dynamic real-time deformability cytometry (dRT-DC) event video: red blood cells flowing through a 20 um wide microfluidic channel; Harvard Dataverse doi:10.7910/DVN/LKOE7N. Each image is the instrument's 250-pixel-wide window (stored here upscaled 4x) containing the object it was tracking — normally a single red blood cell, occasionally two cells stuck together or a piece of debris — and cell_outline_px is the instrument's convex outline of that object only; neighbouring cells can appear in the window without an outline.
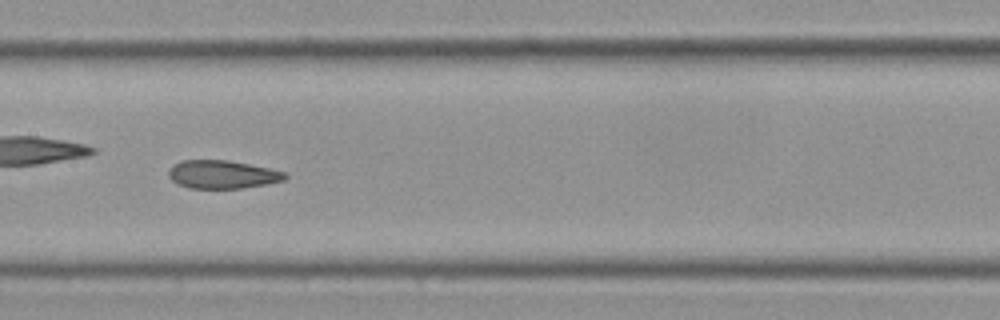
{"species": "Egyptian fruit bat (a non-hibernating species)", "species_latin": "Rousettus aegyptiacus", "temperature_condition": "cold", "stored_images_in_passage": 40, "camera_frame_rate_fps": 3000, "um_per_image_px": 0.085, "frame": {"image": 1, "passage_image": 12, "time_ms": 3.667, "image_size_px": [1000, 320], "cell_outline_px": [[288, 176], [284, 180], [264, 184], [240, 188], [188, 188], [176, 184], [168, 176], [168, 172], [172, 164], [180, 160], [228, 160], [288, 172]], "centroid_in_image_um": [18.86, 14.82], "position_along_channel_um": 188.5, "area_um2": 19.19}, "authors_computed_cell_mechanics": {"area_um2": 19.9988, "velocity_mm_per_s": 3.5154, "shape_relaxation_time_tau1_ms": null, "shape_relaxation_time_tau2_ms": 1.7188, "deformation_change_tau1": null, "deformation_change_tau2": 0.0709}}